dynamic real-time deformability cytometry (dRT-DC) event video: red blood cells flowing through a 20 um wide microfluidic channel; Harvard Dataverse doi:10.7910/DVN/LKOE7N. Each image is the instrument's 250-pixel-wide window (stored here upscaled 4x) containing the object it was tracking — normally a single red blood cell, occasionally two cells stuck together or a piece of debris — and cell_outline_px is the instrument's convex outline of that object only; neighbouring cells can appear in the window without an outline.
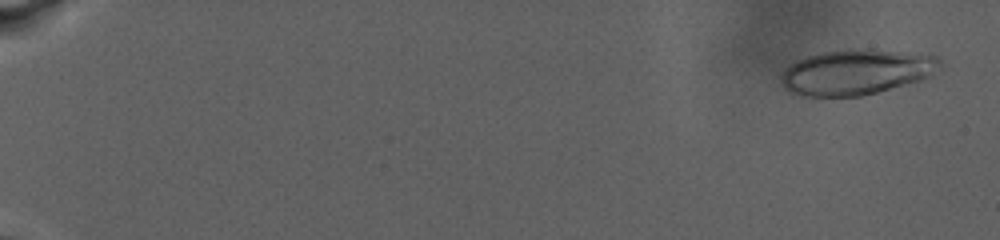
{"species": "human", "species_latin": "Homo sapiens", "temperature_condition": "warm", "stored_images_in_passage": 86, "camera_frame_rate_fps": 3000, "um_per_image_px": 0.085, "donor": {"sex": "male"}, "frame": {"image": 1, "passage_image": 4, "time_ms": 1.0, "image_size_px": [1000, 240], "cell_outline_px": [[940, 72], [932, 76], [920, 80], [876, 92], [860, 96], [800, 96], [784, 88], [780, 80], [780, 76], [796, 60], [820, 52], [848, 48], [868, 48], [940, 56]], "centroid_in_image_um": [72.82, 6.1], "position_along_channel_um": 12.2, "area_um2": 42.25}}
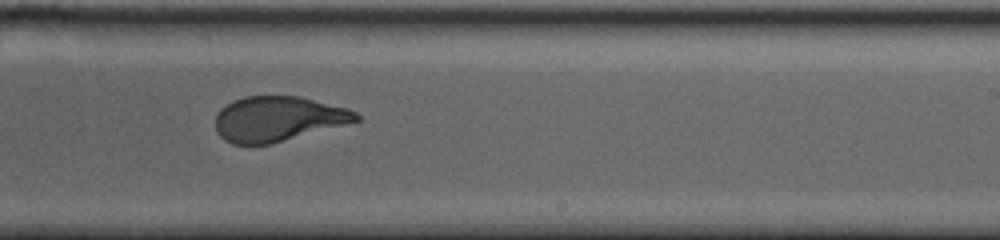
{"frame": {"image": 2, "passage_image": 58, "time_ms": 19.0, "image_size_px": [1000, 240], "cell_outline_px": [[360, 120], [272, 144], [232, 144], [224, 140], [216, 132], [216, 116], [220, 108], [232, 100], [244, 96], [300, 96], [348, 108], [356, 112], [360, 116]], "centroid_in_image_um": [23.6, 10.09], "position_along_channel_um": 265.4, "area_um2": 36.99}}
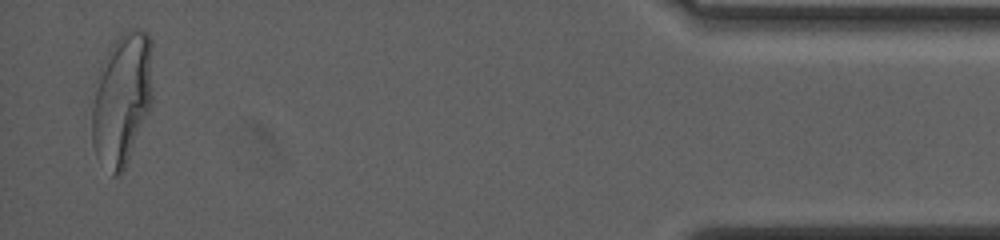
{"frame": {"image": 3, "passage_image": 84, "time_ms": 27.667, "image_size_px": [1000, 240], "cell_outline_px": [[152, 104], [128, 160], [120, 176], [112, 176], [96, 156], [92, 144], [92, 84], [100, 64], [112, 44], [124, 32], [136, 28], [140, 28], [148, 32], [152, 40]], "centroid_in_image_um": [10.35, 8.38], "position_along_channel_um": 424.9, "area_um2": 47.86}, "authors_computed_cell_mechanics": {"area_um2": 39.5641, "velocity_mm_per_s": 2.5721, "shape_relaxation_time_tau1_ms": 8.5475, "shape_relaxation_time_tau2_ms": 1.275, "deformation_change_tau1": 0.2633, "deformation_change_tau2": 0.0771}}